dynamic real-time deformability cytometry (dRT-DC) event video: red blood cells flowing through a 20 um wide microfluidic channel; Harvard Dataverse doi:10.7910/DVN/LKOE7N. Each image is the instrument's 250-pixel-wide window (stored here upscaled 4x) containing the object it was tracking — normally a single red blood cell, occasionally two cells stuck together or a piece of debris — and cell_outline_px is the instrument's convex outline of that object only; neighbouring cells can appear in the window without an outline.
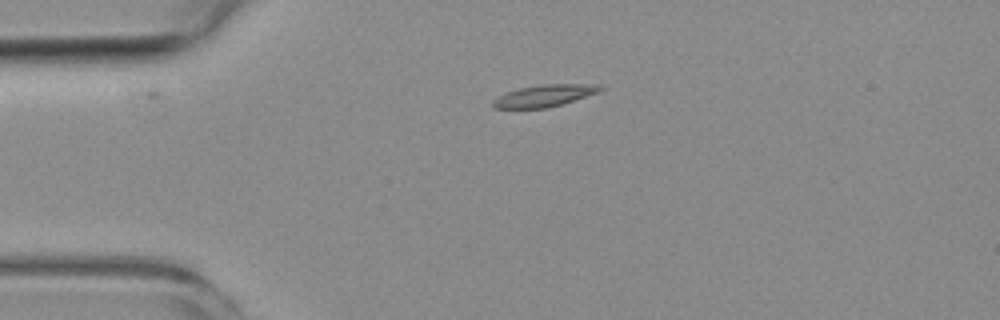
{"species": "common noctule bat (a hibernating species)", "species_latin": "Nyctalus noctula", "temperature_condition": "room temperature", "stored_images_in_passage": 5, "camera_frame_rate_fps": 3000, "um_per_image_px": 0.085, "animal": {"sex": "female", "body_mass_g": 19.3, "forearm_length_mm": 54.1}, "frame": {"image": 1, "passage_image": 2, "time_ms": 1.333, "image_size_px": [1000, 320], "cell_outline_px": [[604, 88], [600, 92], [548, 108], [492, 108], [492, 100], [508, 92], [520, 88], [540, 84], [600, 84]], "centroid_in_image_um": [46.31, 8.13], "position_along_channel_um": 38.7, "area_um2": 13.64}}
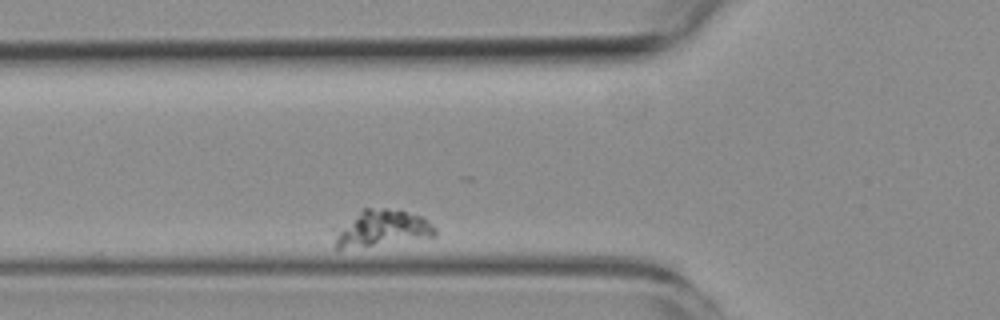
{"frame": {"image": 2, "passage_image": 5, "time_ms": 4.667, "image_size_px": [1000, 320], "cell_outline_px": [[436, 236], [340, 248], [336, 248], [332, 228], [364, 208], [388, 208], [420, 216], [432, 224], [436, 228]], "centroid_in_image_um": [32.37, 19.37], "position_along_channel_um": 93.4, "area_um2": 20.81}}